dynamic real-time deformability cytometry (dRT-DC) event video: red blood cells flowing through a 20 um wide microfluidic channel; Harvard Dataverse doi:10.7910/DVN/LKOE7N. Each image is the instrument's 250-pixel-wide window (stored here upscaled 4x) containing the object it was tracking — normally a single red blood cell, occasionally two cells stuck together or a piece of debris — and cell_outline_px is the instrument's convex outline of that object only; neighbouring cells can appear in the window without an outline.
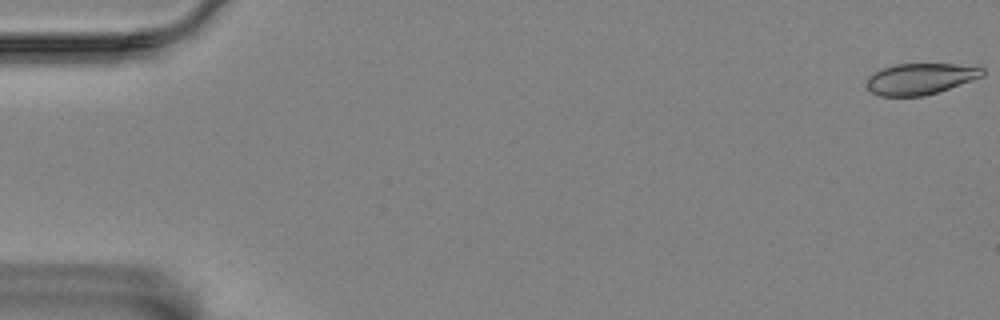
{"species": "Egyptian fruit bat (a non-hibernating species)", "species_latin": "Rousettus aegyptiacus", "temperature_condition": "room temperature", "stored_images_in_passage": 57, "camera_frame_rate_fps": 3000, "um_per_image_px": 0.085, "animal": {"sex": "female"}, "frame": {"image": 1, "passage_image": 1, "time_ms": 0.0, "image_size_px": [1000, 320], "cell_outline_px": [[984, 76], [924, 96], [880, 96], [872, 92], [868, 88], [868, 76], [884, 68], [896, 64], [956, 64], [984, 68]], "centroid_in_image_um": [78.24, 6.7], "position_along_channel_um": 6.8, "area_um2": 20.69}}
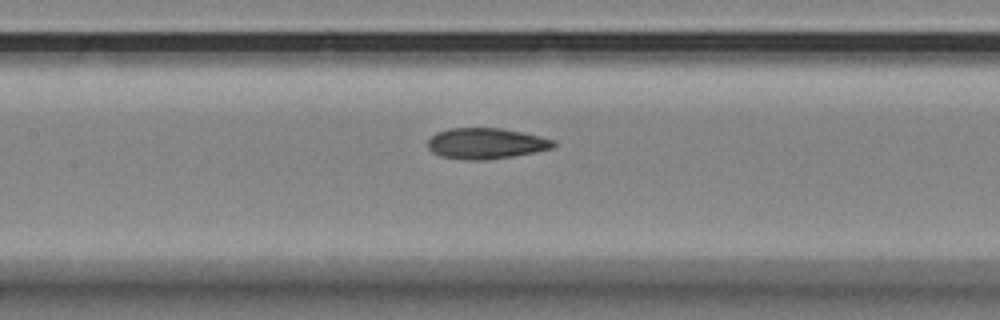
{"frame": {"image": 2, "passage_image": 27, "time_ms": 8.667, "image_size_px": [1000, 320], "cell_outline_px": [[556, 144], [552, 148], [512, 156], [484, 160], [472, 160], [440, 156], [432, 152], [428, 148], [428, 140], [436, 132], [448, 128], [500, 128], [540, 136], [556, 140]], "centroid_in_image_um": [41.28, 12.18], "position_along_channel_um": 166.1, "area_um2": 22.43}}
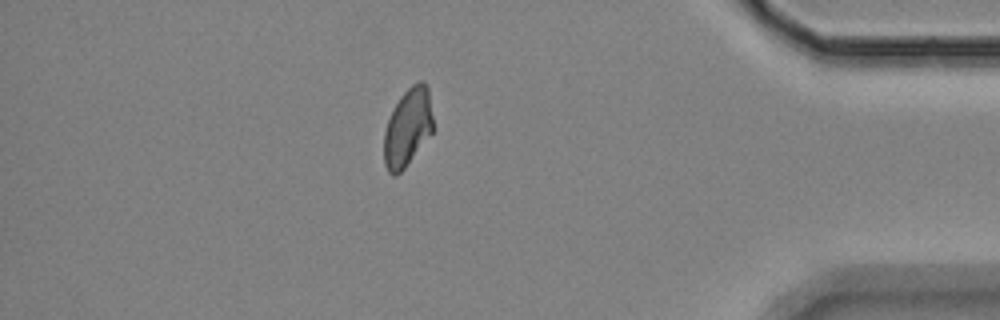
{"frame": {"image": 3, "passage_image": 50, "time_ms": 16.333, "image_size_px": [1000, 320], "cell_outline_px": [[432, 132], [404, 168], [396, 176], [392, 176], [388, 172], [384, 164], [384, 132], [392, 108], [400, 96], [412, 84], [420, 80], [424, 80], [428, 88], [432, 116]], "centroid_in_image_um": [34.63, 10.82], "position_along_channel_um": 400.6, "area_um2": 22.2}, "authors_computed_cell_mechanics": {"area_um2": 22.4842, "velocity_mm_per_s": 3.5165, "shape_relaxation_time_tau1_ms": 9.3931, "shape_relaxation_time_tau2_ms": 1.8576, "deformation_change_tau1": 0.1919, "deformation_change_tau2": 0.0628}}